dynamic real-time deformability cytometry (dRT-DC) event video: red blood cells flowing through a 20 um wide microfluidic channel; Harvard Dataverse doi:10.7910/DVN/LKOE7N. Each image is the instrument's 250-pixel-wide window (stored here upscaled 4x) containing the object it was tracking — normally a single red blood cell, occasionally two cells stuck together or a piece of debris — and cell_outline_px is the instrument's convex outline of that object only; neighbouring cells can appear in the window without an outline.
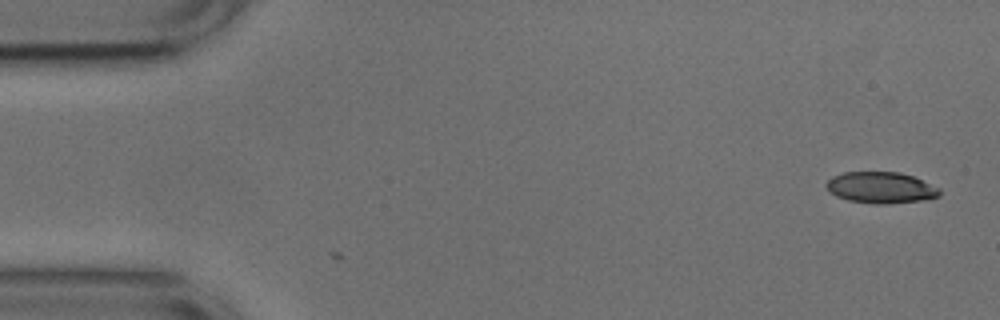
{"species": "common noctule bat (a hibernating species)", "species_latin": "Nyctalus noctula", "temperature_condition": "cold", "stored_images_in_passage": 2, "camera_frame_rate_fps": 3000, "um_per_image_px": 0.085, "animal": {"sex": "male", "body_mass_g": 17.9, "forearm_length_mm": 54.2}, "frame": {"image": 1, "passage_image": 2, "time_ms": 0.333, "image_size_px": [1000, 320], "cell_outline_px": [[940, 196], [920, 200], [888, 204], [872, 204], [848, 200], [836, 196], [828, 192], [824, 184], [832, 176], [844, 172], [900, 172], [912, 176], [940, 188]], "centroid_in_image_um": [74.82, 15.95], "position_along_channel_um": 10.2, "area_um2": 20.75}}